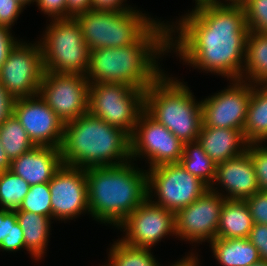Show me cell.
I'll use <instances>...</instances> for the list:
<instances>
[{
    "label": "cell",
    "mask_w": 267,
    "mask_h": 266,
    "mask_svg": "<svg viewBox=\"0 0 267 266\" xmlns=\"http://www.w3.org/2000/svg\"><path fill=\"white\" fill-rule=\"evenodd\" d=\"M13 115L35 146L61 147L64 123L39 94L15 99Z\"/></svg>",
    "instance_id": "obj_16"
},
{
    "label": "cell",
    "mask_w": 267,
    "mask_h": 266,
    "mask_svg": "<svg viewBox=\"0 0 267 266\" xmlns=\"http://www.w3.org/2000/svg\"><path fill=\"white\" fill-rule=\"evenodd\" d=\"M91 10V0H67V19Z\"/></svg>",
    "instance_id": "obj_42"
},
{
    "label": "cell",
    "mask_w": 267,
    "mask_h": 266,
    "mask_svg": "<svg viewBox=\"0 0 267 266\" xmlns=\"http://www.w3.org/2000/svg\"><path fill=\"white\" fill-rule=\"evenodd\" d=\"M127 0H91V9L94 10H114V11H125L133 10L134 8L130 5L124 7V3ZM123 3V4H122Z\"/></svg>",
    "instance_id": "obj_41"
},
{
    "label": "cell",
    "mask_w": 267,
    "mask_h": 266,
    "mask_svg": "<svg viewBox=\"0 0 267 266\" xmlns=\"http://www.w3.org/2000/svg\"><path fill=\"white\" fill-rule=\"evenodd\" d=\"M15 212L24 233L26 251L31 253L34 260L41 259L46 253L52 219L29 211Z\"/></svg>",
    "instance_id": "obj_23"
},
{
    "label": "cell",
    "mask_w": 267,
    "mask_h": 266,
    "mask_svg": "<svg viewBox=\"0 0 267 266\" xmlns=\"http://www.w3.org/2000/svg\"><path fill=\"white\" fill-rule=\"evenodd\" d=\"M14 98L0 82V125L13 114Z\"/></svg>",
    "instance_id": "obj_40"
},
{
    "label": "cell",
    "mask_w": 267,
    "mask_h": 266,
    "mask_svg": "<svg viewBox=\"0 0 267 266\" xmlns=\"http://www.w3.org/2000/svg\"><path fill=\"white\" fill-rule=\"evenodd\" d=\"M140 10H88L74 18L81 26L83 40L90 51L124 47L137 42L159 19Z\"/></svg>",
    "instance_id": "obj_6"
},
{
    "label": "cell",
    "mask_w": 267,
    "mask_h": 266,
    "mask_svg": "<svg viewBox=\"0 0 267 266\" xmlns=\"http://www.w3.org/2000/svg\"><path fill=\"white\" fill-rule=\"evenodd\" d=\"M253 225L250 209L245 200L225 199L216 238H248Z\"/></svg>",
    "instance_id": "obj_21"
},
{
    "label": "cell",
    "mask_w": 267,
    "mask_h": 266,
    "mask_svg": "<svg viewBox=\"0 0 267 266\" xmlns=\"http://www.w3.org/2000/svg\"><path fill=\"white\" fill-rule=\"evenodd\" d=\"M60 151L64 165L115 166L131 160V138L123 129L87 113L64 124Z\"/></svg>",
    "instance_id": "obj_4"
},
{
    "label": "cell",
    "mask_w": 267,
    "mask_h": 266,
    "mask_svg": "<svg viewBox=\"0 0 267 266\" xmlns=\"http://www.w3.org/2000/svg\"><path fill=\"white\" fill-rule=\"evenodd\" d=\"M248 240L258 249L260 259L267 262V225L254 224Z\"/></svg>",
    "instance_id": "obj_37"
},
{
    "label": "cell",
    "mask_w": 267,
    "mask_h": 266,
    "mask_svg": "<svg viewBox=\"0 0 267 266\" xmlns=\"http://www.w3.org/2000/svg\"><path fill=\"white\" fill-rule=\"evenodd\" d=\"M254 224L267 225V192L258 191L245 199Z\"/></svg>",
    "instance_id": "obj_33"
},
{
    "label": "cell",
    "mask_w": 267,
    "mask_h": 266,
    "mask_svg": "<svg viewBox=\"0 0 267 266\" xmlns=\"http://www.w3.org/2000/svg\"><path fill=\"white\" fill-rule=\"evenodd\" d=\"M189 87L163 73L145 90V111L183 143L197 141L203 124L201 100Z\"/></svg>",
    "instance_id": "obj_5"
},
{
    "label": "cell",
    "mask_w": 267,
    "mask_h": 266,
    "mask_svg": "<svg viewBox=\"0 0 267 266\" xmlns=\"http://www.w3.org/2000/svg\"><path fill=\"white\" fill-rule=\"evenodd\" d=\"M17 42V37L12 36L11 29L0 25V68Z\"/></svg>",
    "instance_id": "obj_38"
},
{
    "label": "cell",
    "mask_w": 267,
    "mask_h": 266,
    "mask_svg": "<svg viewBox=\"0 0 267 266\" xmlns=\"http://www.w3.org/2000/svg\"><path fill=\"white\" fill-rule=\"evenodd\" d=\"M52 220L74 219L89 214L85 169L62 165L49 182Z\"/></svg>",
    "instance_id": "obj_17"
},
{
    "label": "cell",
    "mask_w": 267,
    "mask_h": 266,
    "mask_svg": "<svg viewBox=\"0 0 267 266\" xmlns=\"http://www.w3.org/2000/svg\"><path fill=\"white\" fill-rule=\"evenodd\" d=\"M220 1H221V0H220ZM224 1H225V2H227V1H228V2H241L242 0H223V2H224Z\"/></svg>",
    "instance_id": "obj_48"
},
{
    "label": "cell",
    "mask_w": 267,
    "mask_h": 266,
    "mask_svg": "<svg viewBox=\"0 0 267 266\" xmlns=\"http://www.w3.org/2000/svg\"><path fill=\"white\" fill-rule=\"evenodd\" d=\"M180 165L209 188L216 176V163L205 153L197 141L184 143Z\"/></svg>",
    "instance_id": "obj_26"
},
{
    "label": "cell",
    "mask_w": 267,
    "mask_h": 266,
    "mask_svg": "<svg viewBox=\"0 0 267 266\" xmlns=\"http://www.w3.org/2000/svg\"><path fill=\"white\" fill-rule=\"evenodd\" d=\"M89 87L86 76L44 71L38 94L66 124L88 113Z\"/></svg>",
    "instance_id": "obj_11"
},
{
    "label": "cell",
    "mask_w": 267,
    "mask_h": 266,
    "mask_svg": "<svg viewBox=\"0 0 267 266\" xmlns=\"http://www.w3.org/2000/svg\"><path fill=\"white\" fill-rule=\"evenodd\" d=\"M46 28L39 41L44 71L86 76L90 49L77 20L53 19Z\"/></svg>",
    "instance_id": "obj_7"
},
{
    "label": "cell",
    "mask_w": 267,
    "mask_h": 266,
    "mask_svg": "<svg viewBox=\"0 0 267 266\" xmlns=\"http://www.w3.org/2000/svg\"><path fill=\"white\" fill-rule=\"evenodd\" d=\"M148 199L176 213L201 197L209 187L186 171L180 163H168L147 170ZM154 192V194H153ZM158 198L157 200L152 197Z\"/></svg>",
    "instance_id": "obj_9"
},
{
    "label": "cell",
    "mask_w": 267,
    "mask_h": 266,
    "mask_svg": "<svg viewBox=\"0 0 267 266\" xmlns=\"http://www.w3.org/2000/svg\"><path fill=\"white\" fill-rule=\"evenodd\" d=\"M17 222L15 211L0 208V244L11 233V226Z\"/></svg>",
    "instance_id": "obj_39"
},
{
    "label": "cell",
    "mask_w": 267,
    "mask_h": 266,
    "mask_svg": "<svg viewBox=\"0 0 267 266\" xmlns=\"http://www.w3.org/2000/svg\"><path fill=\"white\" fill-rule=\"evenodd\" d=\"M243 136L248 144L267 142V93L252 84Z\"/></svg>",
    "instance_id": "obj_25"
},
{
    "label": "cell",
    "mask_w": 267,
    "mask_h": 266,
    "mask_svg": "<svg viewBox=\"0 0 267 266\" xmlns=\"http://www.w3.org/2000/svg\"><path fill=\"white\" fill-rule=\"evenodd\" d=\"M227 88L201 100L202 121L206 127L237 129L243 133L252 84L231 80Z\"/></svg>",
    "instance_id": "obj_14"
},
{
    "label": "cell",
    "mask_w": 267,
    "mask_h": 266,
    "mask_svg": "<svg viewBox=\"0 0 267 266\" xmlns=\"http://www.w3.org/2000/svg\"><path fill=\"white\" fill-rule=\"evenodd\" d=\"M23 8L17 0H0V25L12 29Z\"/></svg>",
    "instance_id": "obj_34"
},
{
    "label": "cell",
    "mask_w": 267,
    "mask_h": 266,
    "mask_svg": "<svg viewBox=\"0 0 267 266\" xmlns=\"http://www.w3.org/2000/svg\"><path fill=\"white\" fill-rule=\"evenodd\" d=\"M39 9L53 20L67 19V0H36Z\"/></svg>",
    "instance_id": "obj_35"
},
{
    "label": "cell",
    "mask_w": 267,
    "mask_h": 266,
    "mask_svg": "<svg viewBox=\"0 0 267 266\" xmlns=\"http://www.w3.org/2000/svg\"><path fill=\"white\" fill-rule=\"evenodd\" d=\"M260 87L267 93V82L260 84Z\"/></svg>",
    "instance_id": "obj_47"
},
{
    "label": "cell",
    "mask_w": 267,
    "mask_h": 266,
    "mask_svg": "<svg viewBox=\"0 0 267 266\" xmlns=\"http://www.w3.org/2000/svg\"><path fill=\"white\" fill-rule=\"evenodd\" d=\"M62 165L60 148L34 146L11 161L10 171L32 186L49 183Z\"/></svg>",
    "instance_id": "obj_19"
},
{
    "label": "cell",
    "mask_w": 267,
    "mask_h": 266,
    "mask_svg": "<svg viewBox=\"0 0 267 266\" xmlns=\"http://www.w3.org/2000/svg\"><path fill=\"white\" fill-rule=\"evenodd\" d=\"M0 141L10 161L35 146L13 114L0 125Z\"/></svg>",
    "instance_id": "obj_27"
},
{
    "label": "cell",
    "mask_w": 267,
    "mask_h": 266,
    "mask_svg": "<svg viewBox=\"0 0 267 266\" xmlns=\"http://www.w3.org/2000/svg\"><path fill=\"white\" fill-rule=\"evenodd\" d=\"M105 266H161L149 248L126 245L121 240L112 244Z\"/></svg>",
    "instance_id": "obj_28"
},
{
    "label": "cell",
    "mask_w": 267,
    "mask_h": 266,
    "mask_svg": "<svg viewBox=\"0 0 267 266\" xmlns=\"http://www.w3.org/2000/svg\"><path fill=\"white\" fill-rule=\"evenodd\" d=\"M246 26L253 33H267V0H242Z\"/></svg>",
    "instance_id": "obj_31"
},
{
    "label": "cell",
    "mask_w": 267,
    "mask_h": 266,
    "mask_svg": "<svg viewBox=\"0 0 267 266\" xmlns=\"http://www.w3.org/2000/svg\"><path fill=\"white\" fill-rule=\"evenodd\" d=\"M15 211H29L52 219L49 183L32 185L20 207Z\"/></svg>",
    "instance_id": "obj_30"
},
{
    "label": "cell",
    "mask_w": 267,
    "mask_h": 266,
    "mask_svg": "<svg viewBox=\"0 0 267 266\" xmlns=\"http://www.w3.org/2000/svg\"><path fill=\"white\" fill-rule=\"evenodd\" d=\"M260 145L261 143H250L247 149L255 167L260 191L267 192V146Z\"/></svg>",
    "instance_id": "obj_32"
},
{
    "label": "cell",
    "mask_w": 267,
    "mask_h": 266,
    "mask_svg": "<svg viewBox=\"0 0 267 266\" xmlns=\"http://www.w3.org/2000/svg\"><path fill=\"white\" fill-rule=\"evenodd\" d=\"M216 183L225 188V199L245 200L260 191L255 167L248 149L239 156L216 165Z\"/></svg>",
    "instance_id": "obj_18"
},
{
    "label": "cell",
    "mask_w": 267,
    "mask_h": 266,
    "mask_svg": "<svg viewBox=\"0 0 267 266\" xmlns=\"http://www.w3.org/2000/svg\"><path fill=\"white\" fill-rule=\"evenodd\" d=\"M11 161L7 157L5 150L0 141V173L6 172L10 170Z\"/></svg>",
    "instance_id": "obj_44"
},
{
    "label": "cell",
    "mask_w": 267,
    "mask_h": 266,
    "mask_svg": "<svg viewBox=\"0 0 267 266\" xmlns=\"http://www.w3.org/2000/svg\"><path fill=\"white\" fill-rule=\"evenodd\" d=\"M210 245L215 259L223 266H250L261 260L248 238H215Z\"/></svg>",
    "instance_id": "obj_22"
},
{
    "label": "cell",
    "mask_w": 267,
    "mask_h": 266,
    "mask_svg": "<svg viewBox=\"0 0 267 266\" xmlns=\"http://www.w3.org/2000/svg\"><path fill=\"white\" fill-rule=\"evenodd\" d=\"M37 42L19 40L0 68V82L14 100L38 94L44 66L41 45Z\"/></svg>",
    "instance_id": "obj_10"
},
{
    "label": "cell",
    "mask_w": 267,
    "mask_h": 266,
    "mask_svg": "<svg viewBox=\"0 0 267 266\" xmlns=\"http://www.w3.org/2000/svg\"><path fill=\"white\" fill-rule=\"evenodd\" d=\"M20 249H25L24 233L18 221L11 226V233L6 236L0 244V250L8 252H16Z\"/></svg>",
    "instance_id": "obj_36"
},
{
    "label": "cell",
    "mask_w": 267,
    "mask_h": 266,
    "mask_svg": "<svg viewBox=\"0 0 267 266\" xmlns=\"http://www.w3.org/2000/svg\"><path fill=\"white\" fill-rule=\"evenodd\" d=\"M210 187L201 197L175 213V231L178 238L193 244L216 238L223 193ZM186 239V240H185Z\"/></svg>",
    "instance_id": "obj_13"
},
{
    "label": "cell",
    "mask_w": 267,
    "mask_h": 266,
    "mask_svg": "<svg viewBox=\"0 0 267 266\" xmlns=\"http://www.w3.org/2000/svg\"><path fill=\"white\" fill-rule=\"evenodd\" d=\"M197 142L216 164L239 156L248 145L240 130L206 127L203 124Z\"/></svg>",
    "instance_id": "obj_20"
},
{
    "label": "cell",
    "mask_w": 267,
    "mask_h": 266,
    "mask_svg": "<svg viewBox=\"0 0 267 266\" xmlns=\"http://www.w3.org/2000/svg\"><path fill=\"white\" fill-rule=\"evenodd\" d=\"M130 138L131 160L145 157L150 161V168L179 163L183 155L184 143L145 110L141 113Z\"/></svg>",
    "instance_id": "obj_12"
},
{
    "label": "cell",
    "mask_w": 267,
    "mask_h": 266,
    "mask_svg": "<svg viewBox=\"0 0 267 266\" xmlns=\"http://www.w3.org/2000/svg\"><path fill=\"white\" fill-rule=\"evenodd\" d=\"M241 80L253 85L267 82V33L248 32Z\"/></svg>",
    "instance_id": "obj_24"
},
{
    "label": "cell",
    "mask_w": 267,
    "mask_h": 266,
    "mask_svg": "<svg viewBox=\"0 0 267 266\" xmlns=\"http://www.w3.org/2000/svg\"><path fill=\"white\" fill-rule=\"evenodd\" d=\"M19 1L23 6H26L28 4L34 3L36 0H17Z\"/></svg>",
    "instance_id": "obj_45"
},
{
    "label": "cell",
    "mask_w": 267,
    "mask_h": 266,
    "mask_svg": "<svg viewBox=\"0 0 267 266\" xmlns=\"http://www.w3.org/2000/svg\"><path fill=\"white\" fill-rule=\"evenodd\" d=\"M199 264L198 254L196 256L194 253L190 252L188 256L176 261L175 264H172L171 266H200Z\"/></svg>",
    "instance_id": "obj_43"
},
{
    "label": "cell",
    "mask_w": 267,
    "mask_h": 266,
    "mask_svg": "<svg viewBox=\"0 0 267 266\" xmlns=\"http://www.w3.org/2000/svg\"><path fill=\"white\" fill-rule=\"evenodd\" d=\"M30 185L10 170L0 173V206L17 210L29 191Z\"/></svg>",
    "instance_id": "obj_29"
},
{
    "label": "cell",
    "mask_w": 267,
    "mask_h": 266,
    "mask_svg": "<svg viewBox=\"0 0 267 266\" xmlns=\"http://www.w3.org/2000/svg\"><path fill=\"white\" fill-rule=\"evenodd\" d=\"M145 110V90L121 83H90L88 113L130 136Z\"/></svg>",
    "instance_id": "obj_8"
},
{
    "label": "cell",
    "mask_w": 267,
    "mask_h": 266,
    "mask_svg": "<svg viewBox=\"0 0 267 266\" xmlns=\"http://www.w3.org/2000/svg\"><path fill=\"white\" fill-rule=\"evenodd\" d=\"M118 229H123L126 233L125 237L120 239L126 245L151 249L165 236L176 234L175 213L147 198L118 226Z\"/></svg>",
    "instance_id": "obj_15"
},
{
    "label": "cell",
    "mask_w": 267,
    "mask_h": 266,
    "mask_svg": "<svg viewBox=\"0 0 267 266\" xmlns=\"http://www.w3.org/2000/svg\"><path fill=\"white\" fill-rule=\"evenodd\" d=\"M167 24L157 21L133 44L91 50L86 72L89 83H121L135 89L149 88L164 73L158 60L161 54L169 53Z\"/></svg>",
    "instance_id": "obj_2"
},
{
    "label": "cell",
    "mask_w": 267,
    "mask_h": 266,
    "mask_svg": "<svg viewBox=\"0 0 267 266\" xmlns=\"http://www.w3.org/2000/svg\"><path fill=\"white\" fill-rule=\"evenodd\" d=\"M132 161L85 169L89 214L96 221L118 228L148 198L147 170Z\"/></svg>",
    "instance_id": "obj_3"
},
{
    "label": "cell",
    "mask_w": 267,
    "mask_h": 266,
    "mask_svg": "<svg viewBox=\"0 0 267 266\" xmlns=\"http://www.w3.org/2000/svg\"><path fill=\"white\" fill-rule=\"evenodd\" d=\"M175 23L177 26L168 24L169 52H176L194 68L230 78V82L241 79L249 28L240 2H197ZM175 32L178 36L174 38Z\"/></svg>",
    "instance_id": "obj_1"
},
{
    "label": "cell",
    "mask_w": 267,
    "mask_h": 266,
    "mask_svg": "<svg viewBox=\"0 0 267 266\" xmlns=\"http://www.w3.org/2000/svg\"><path fill=\"white\" fill-rule=\"evenodd\" d=\"M250 266H267V262L264 261V260H260L259 262L254 263V264H252Z\"/></svg>",
    "instance_id": "obj_46"
}]
</instances>
